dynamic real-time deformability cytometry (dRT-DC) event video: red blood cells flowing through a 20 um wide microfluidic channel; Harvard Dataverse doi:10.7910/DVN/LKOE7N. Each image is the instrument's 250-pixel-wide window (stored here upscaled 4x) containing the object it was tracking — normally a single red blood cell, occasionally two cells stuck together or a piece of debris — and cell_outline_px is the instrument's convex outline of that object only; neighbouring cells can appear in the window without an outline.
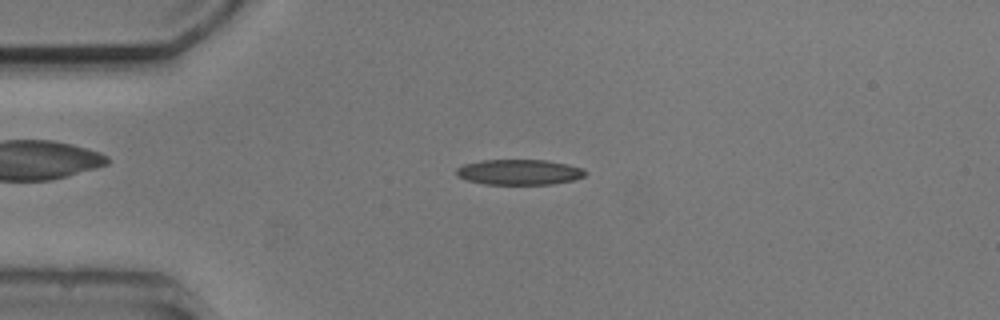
{"species": "common noctule bat (a hibernating species)", "species_latin": "Nyctalus noctula", "temperature_condition": "cold", "stored_images_in_passage": 4, "camera_frame_rate_fps": 3000, "um_per_image_px": 0.085, "animal": {"sex": "male", "body_mass_g": 20.5, "forearm_length_mm": 52.5}, "frame": {"image": 1, "passage_image": 4, "time_ms": 3.667, "image_size_px": [1000, 320], "cell_outline_px": [[588, 172], [584, 176], [572, 180], [552, 184], [484, 184], [468, 180], [456, 176], [456, 168], [464, 164], [480, 160], [548, 160], [568, 164], [584, 168]], "centroid_in_image_um": [44.14, 14.62], "position_along_channel_um": 40.9, "area_um2": 19.19}}